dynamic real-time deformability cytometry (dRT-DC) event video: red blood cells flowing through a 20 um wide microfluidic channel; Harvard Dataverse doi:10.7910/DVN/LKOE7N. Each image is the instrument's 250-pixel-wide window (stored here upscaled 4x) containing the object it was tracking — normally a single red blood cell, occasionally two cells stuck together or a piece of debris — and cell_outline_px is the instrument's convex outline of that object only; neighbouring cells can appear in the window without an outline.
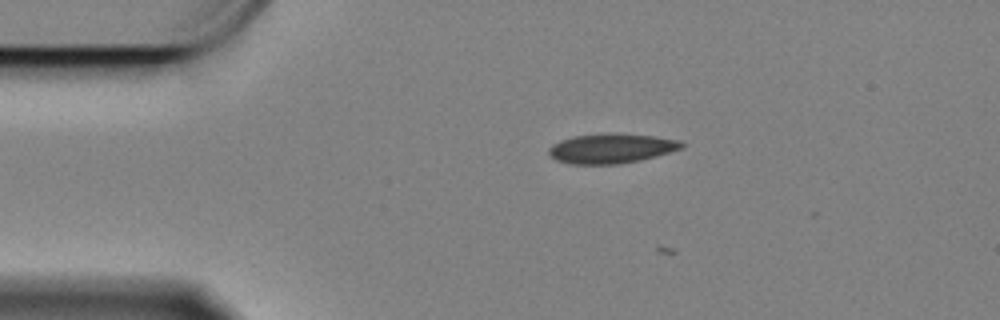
{"species": "Egyptian fruit bat (a non-hibernating species)", "species_latin": "Rousettus aegyptiacus", "temperature_condition": "cold", "stored_images_in_passage": 7, "camera_frame_rate_fps": 3000, "um_per_image_px": 0.085, "animal": {"sex": "female"}, "frame": {"image": 1, "passage_image": 6, "time_ms": 1.667, "image_size_px": [1000, 320], "cell_outline_px": [[688, 144], [684, 148], [656, 156], [640, 160], [620, 164], [568, 164], [556, 160], [548, 152], [548, 148], [552, 144], [560, 140], [572, 136], [612, 132], [656, 136], [680, 140]], "centroid_in_image_um": [52.0, 12.6], "position_along_channel_um": 33.0, "area_um2": 23.47}}